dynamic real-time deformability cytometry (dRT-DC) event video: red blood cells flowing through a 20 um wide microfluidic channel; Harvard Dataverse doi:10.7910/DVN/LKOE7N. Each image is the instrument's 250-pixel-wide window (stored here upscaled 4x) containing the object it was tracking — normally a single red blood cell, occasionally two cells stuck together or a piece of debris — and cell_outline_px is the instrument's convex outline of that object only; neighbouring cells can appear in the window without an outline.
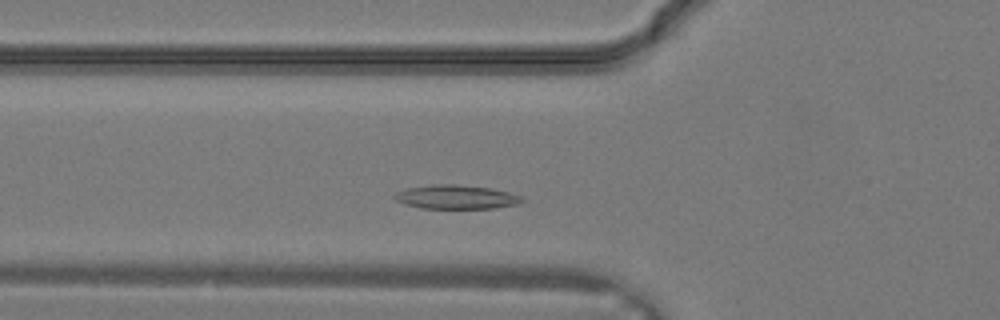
{"species": "common noctule bat (a hibernating species)", "species_latin": "Nyctalus noctula", "temperature_condition": "warm", "stored_images_in_passage": 25, "camera_frame_rate_fps": 3000, "um_per_image_px": 0.085, "animal": {"sex": "male", "body_mass_g": 19.2, "forearm_length_mm": 51.8}, "frame": {"image": 1, "passage_image": 5, "time_ms": 1.333, "image_size_px": [1000, 320], "cell_outline_px": [[524, 200], [520, 204], [496, 208], [420, 208], [396, 200], [392, 196], [396, 192], [408, 188], [432, 184], [456, 184], [492, 188], [508, 192], [520, 196]], "centroid_in_image_um": [38.8, 16.74], "position_along_channel_um": 87.0, "area_um2": 17.74}}
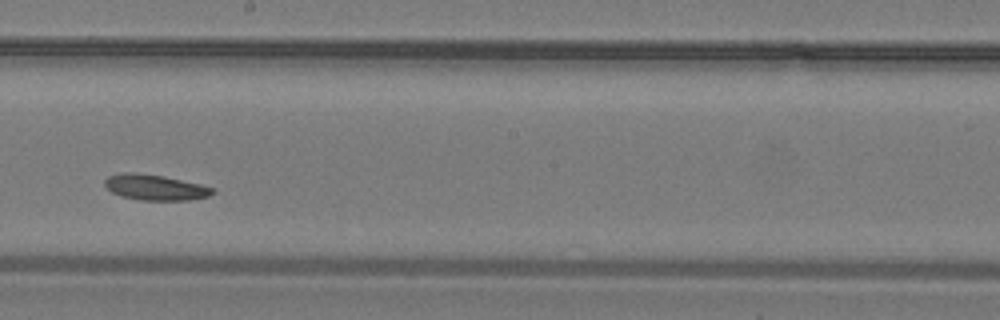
{"frame": {"image": 2, "passage_image": 12, "time_ms": 3.667, "image_size_px": [1000, 320], "cell_outline_px": [[216, 192], [208, 196], [188, 200], [140, 200], [120, 196], [104, 188], [104, 180], [108, 176], [124, 172], [132, 172], [164, 176], [200, 184], [216, 188]], "centroid_in_image_um": [13.17, 15.93], "position_along_channel_um": 235.0, "area_um2": 16.24}}
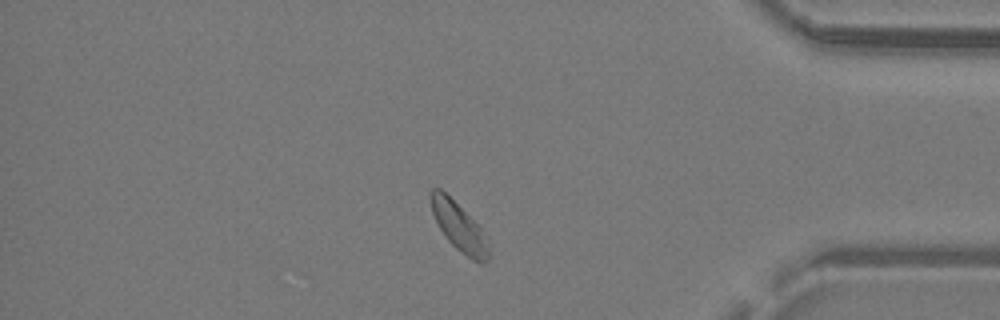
{"frame": {"image": 3, "passage_image": 21, "time_ms": 6.667, "image_size_px": [1000, 320], "cell_outline_px": [[488, 260], [472, 260], [460, 252], [448, 240], [440, 228], [432, 212], [428, 196], [428, 192], [432, 188], [440, 188], [480, 228], [488, 248]], "centroid_in_image_um": [38.92, 19.23], "position_along_channel_um": 396.3, "area_um2": 15.49}}